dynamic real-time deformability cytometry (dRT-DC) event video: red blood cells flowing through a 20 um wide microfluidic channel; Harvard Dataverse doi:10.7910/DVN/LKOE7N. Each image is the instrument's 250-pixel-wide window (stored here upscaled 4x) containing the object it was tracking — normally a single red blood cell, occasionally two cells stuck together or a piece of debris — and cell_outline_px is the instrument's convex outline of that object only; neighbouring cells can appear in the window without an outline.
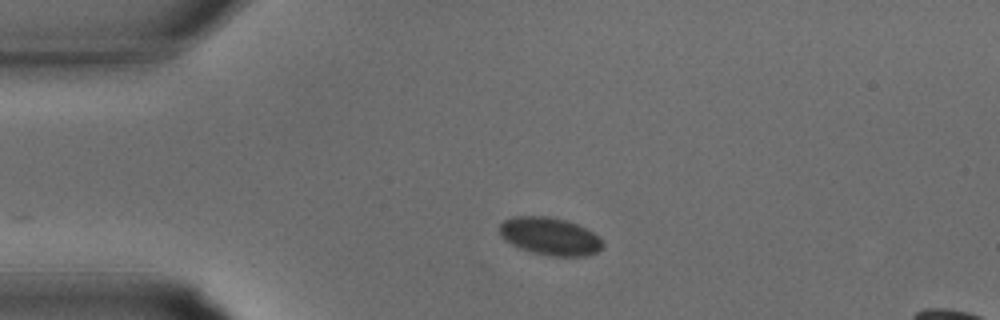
{"species": "common noctule bat (a hibernating species)", "species_latin": "Nyctalus noctula", "temperature_condition": "warm", "stored_images_in_passage": 28, "segment_of_instrument_passage": [1, 2], "camera_frame_rate_fps": 3000, "um_per_image_px": 0.085, "animal": {"sex": "male", "body_mass_g": 15.6}, "frame": {"image": 1, "passage_image": 1, "time_ms": 0.0, "image_size_px": [1000, 320], "cell_outline_px": [[604, 244], [596, 252], [584, 256], [552, 256], [532, 252], [520, 248], [504, 240], [500, 236], [500, 224], [504, 220], [512, 216], [544, 216], [564, 220], [576, 224], [592, 232]], "centroid_in_image_um": [46.69, 20.08], "position_along_channel_um": 38.3, "area_um2": 22.31}}
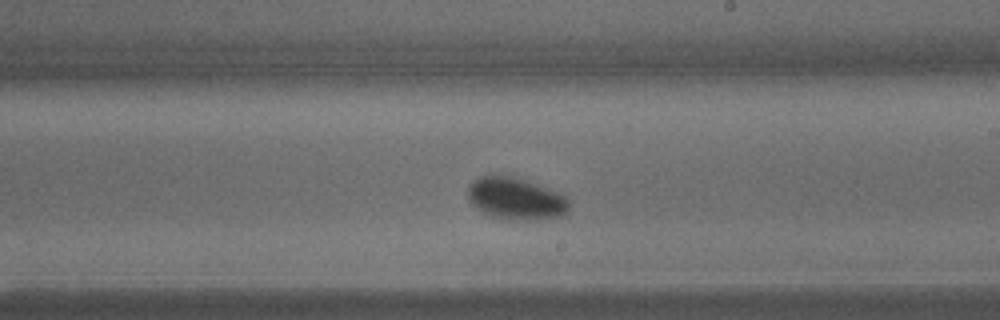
{"frame": {"image": 2, "passage_image": 13, "time_ms": 4.0, "image_size_px": [1000, 320], "cell_outline_px": [[568, 208], [564, 216], [536, 220], [508, 220], [492, 216], [484, 212], [472, 204], [468, 200], [468, 188], [472, 180], [480, 176], [512, 176], [524, 180], [556, 192], [564, 196], [568, 200]], "centroid_in_image_um": [43.82, 16.9], "position_along_channel_um": 245.2, "area_um2": 24.51}}
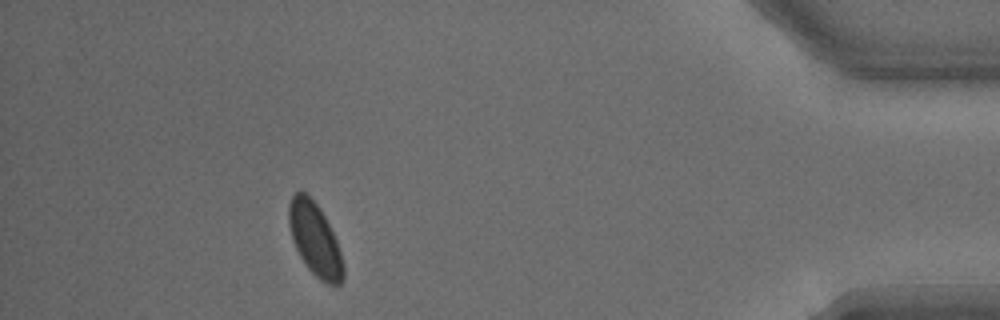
{"frame": {"image": 3, "passage_image": 24, "time_ms": 7.667, "image_size_px": [1000, 320], "cell_outline_px": [[344, 280], [340, 284], [328, 284], [320, 280], [308, 268], [300, 256], [292, 240], [288, 224], [288, 204], [292, 196], [300, 188], [320, 208], [336, 240], [344, 264]], "centroid_in_image_um": [26.75, 20.34], "position_along_channel_um": 408.4, "area_um2": 23.06}}